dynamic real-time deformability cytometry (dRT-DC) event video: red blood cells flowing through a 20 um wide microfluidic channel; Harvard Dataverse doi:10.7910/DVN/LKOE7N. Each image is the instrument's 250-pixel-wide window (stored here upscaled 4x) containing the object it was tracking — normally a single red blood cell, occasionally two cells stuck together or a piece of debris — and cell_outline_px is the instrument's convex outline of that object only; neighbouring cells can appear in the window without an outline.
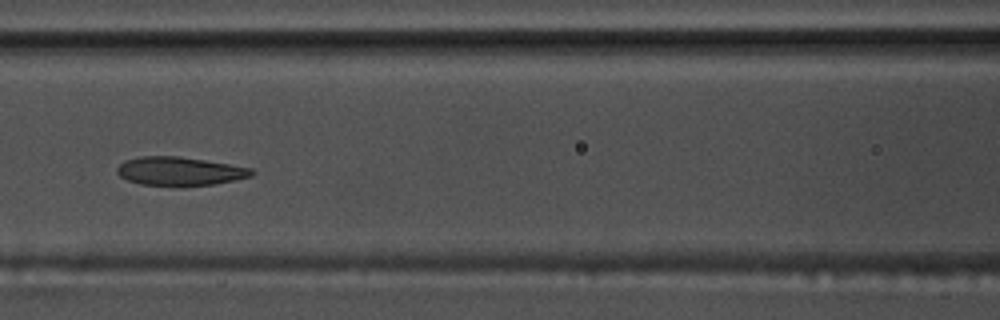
{"species": "common noctule bat (a hibernating species)", "species_latin": "Nyctalus noctula", "temperature_condition": "warm", "stored_images_in_passage": 23, "camera_frame_rate_fps": 3000, "um_per_image_px": 0.085, "animal": {"sex": "male", "body_mass_g": 17.5, "forearm_length_mm": 52.3}, "frame": {"image": 1, "passage_image": 10, "time_ms": 3.0, "image_size_px": [1000, 320], "cell_outline_px": [[256, 172], [252, 176], [236, 180], [212, 184], [140, 184], [128, 180], [120, 176], [116, 172], [116, 168], [124, 160], [140, 156], [180, 156], [252, 168]], "centroid_in_image_um": [15.27, 14.52], "position_along_channel_um": 151.3, "area_um2": 21.96}}
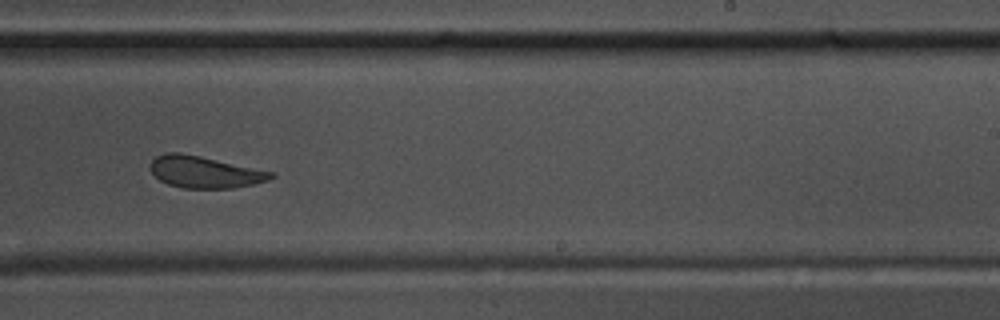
{"frame": {"image": 2, "passage_image": 20, "time_ms": 6.333, "image_size_px": [1000, 320], "cell_outline_px": [[276, 176], [268, 180], [252, 184], [232, 188], [184, 188], [168, 184], [160, 180], [152, 172], [152, 160], [156, 156], [164, 152], [180, 152], [200, 156], [276, 172]], "centroid_in_image_um": [17.43, 14.61], "position_along_channel_um": 271.6, "area_um2": 22.25}}